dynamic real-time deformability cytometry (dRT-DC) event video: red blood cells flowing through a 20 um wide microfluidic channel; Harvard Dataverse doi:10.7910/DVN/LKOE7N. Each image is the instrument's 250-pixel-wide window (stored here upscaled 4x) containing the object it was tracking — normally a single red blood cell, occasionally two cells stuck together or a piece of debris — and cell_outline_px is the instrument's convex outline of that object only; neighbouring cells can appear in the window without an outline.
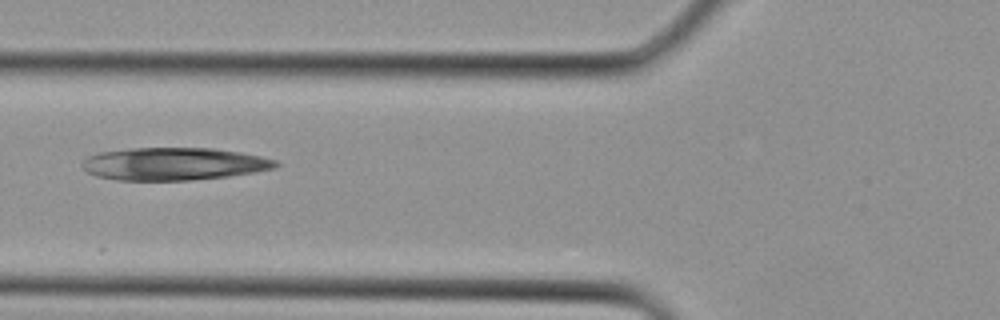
{"species": "Egyptian fruit bat (a non-hibernating species)", "species_latin": "Rousettus aegyptiacus", "temperature_condition": "cold", "stored_images_in_passage": 4, "camera_frame_rate_fps": 3000, "um_per_image_px": 0.085, "animal": {"sex": "female"}, "frame": {"image": 1, "passage_image": 4, "time_ms": 1.0, "image_size_px": [1000, 320], "cell_outline_px": [[280, 164], [276, 168], [256, 172], [228, 176], [188, 180], [116, 180], [96, 176], [88, 172], [80, 164], [88, 156], [100, 152], [132, 148], [212, 148], [240, 152], [260, 156], [276, 160]], "centroid_in_image_um": [14.79, 13.93], "position_along_channel_um": 111.0, "area_um2": 36.76}}